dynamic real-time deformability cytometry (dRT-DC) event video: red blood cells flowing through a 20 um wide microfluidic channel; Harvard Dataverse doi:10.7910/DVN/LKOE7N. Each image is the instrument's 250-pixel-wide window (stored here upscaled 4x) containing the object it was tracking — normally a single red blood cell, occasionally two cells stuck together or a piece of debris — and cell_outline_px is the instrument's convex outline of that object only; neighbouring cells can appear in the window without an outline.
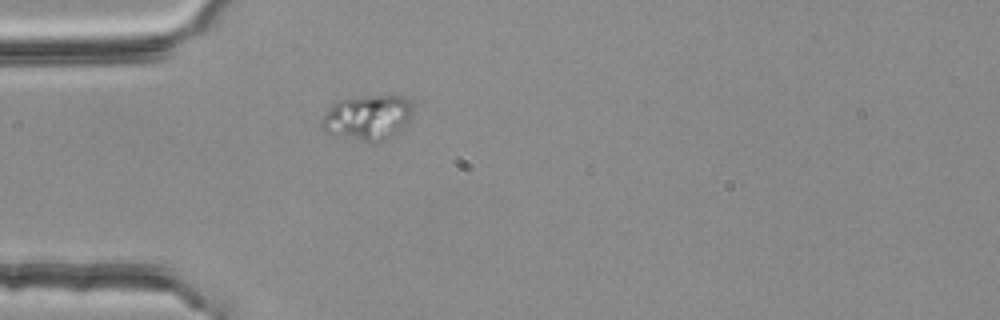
{"species": "common noctule bat (a hibernating species)", "species_latin": "Nyctalus noctula", "temperature_condition": "room temperature", "stored_images_in_passage": 1, "camera_frame_rate_fps": 3000, "um_per_image_px": 0.085, "animal": {"sex": "female", "body_mass_g": 25.1}, "frame": {"image": 1, "passage_image": 1, "time_ms": 0.0, "image_size_px": [1000, 320], "cell_outline_px": [[412, 116], [404, 128], [400, 132], [384, 140], [372, 144], [328, 132], [320, 124], [324, 116], [332, 104], [336, 100], [364, 96], [404, 96], [412, 104]], "centroid_in_image_um": [31.3, 9.99], "position_along_channel_um": 53.7, "area_um2": 23.99}}